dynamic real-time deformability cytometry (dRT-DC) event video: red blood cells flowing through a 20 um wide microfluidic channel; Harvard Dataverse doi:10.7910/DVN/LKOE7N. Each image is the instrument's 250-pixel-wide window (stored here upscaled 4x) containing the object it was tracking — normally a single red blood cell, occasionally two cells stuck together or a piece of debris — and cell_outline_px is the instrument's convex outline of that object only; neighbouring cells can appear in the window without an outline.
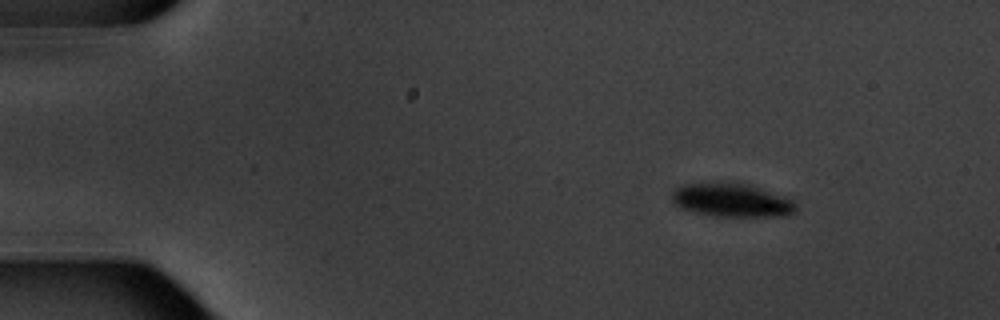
{"species": "common noctule bat (a hibernating species)", "species_latin": "Nyctalus noctula", "temperature_condition": "warm", "stored_images_in_passage": 3, "camera_frame_rate_fps": 3000, "um_per_image_px": 0.085, "animal": {"sex": "male", "body_mass_g": 20.1, "forearm_length_mm": 53.5}, "frame": {"image": 1, "passage_image": 1, "time_ms": 0.0, "image_size_px": [1000, 320], "cell_outline_px": [[796, 212], [788, 216], [716, 216], [696, 212], [680, 208], [672, 200], [672, 192], [680, 184], [712, 180], [736, 180], [792, 196], [796, 204]], "centroid_in_image_um": [62.26, 16.94], "position_along_channel_um": 22.7, "area_um2": 25.72}}